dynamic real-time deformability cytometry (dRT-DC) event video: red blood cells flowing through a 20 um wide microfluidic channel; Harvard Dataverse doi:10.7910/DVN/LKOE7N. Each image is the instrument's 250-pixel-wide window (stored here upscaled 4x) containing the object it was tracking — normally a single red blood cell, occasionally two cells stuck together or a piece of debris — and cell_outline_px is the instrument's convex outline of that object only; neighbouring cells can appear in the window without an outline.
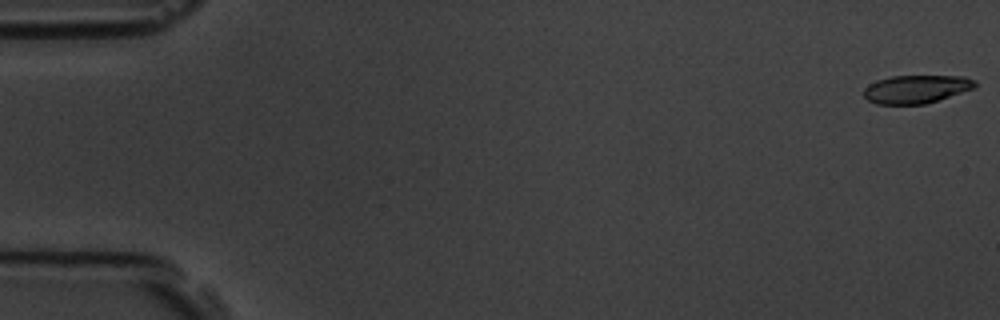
{"species": "common noctule bat (a hibernating species)", "species_latin": "Nyctalus noctula", "temperature_condition": "room temperature", "stored_images_in_passage": 4, "camera_frame_rate_fps": 3000, "um_per_image_px": 0.085, "animal": {"sex": "male", "body_mass_g": 19.5, "forearm_length_mm": 54.6}, "frame": {"image": 1, "passage_image": 1, "time_ms": 0.0, "image_size_px": [1000, 320], "cell_outline_px": [[976, 88], [924, 104], [876, 104], [868, 100], [864, 96], [864, 88], [868, 84], [876, 80], [892, 76], [964, 76], [976, 80]], "centroid_in_image_um": [77.88, 7.57], "position_along_channel_um": 7.1, "area_um2": 18.32}}